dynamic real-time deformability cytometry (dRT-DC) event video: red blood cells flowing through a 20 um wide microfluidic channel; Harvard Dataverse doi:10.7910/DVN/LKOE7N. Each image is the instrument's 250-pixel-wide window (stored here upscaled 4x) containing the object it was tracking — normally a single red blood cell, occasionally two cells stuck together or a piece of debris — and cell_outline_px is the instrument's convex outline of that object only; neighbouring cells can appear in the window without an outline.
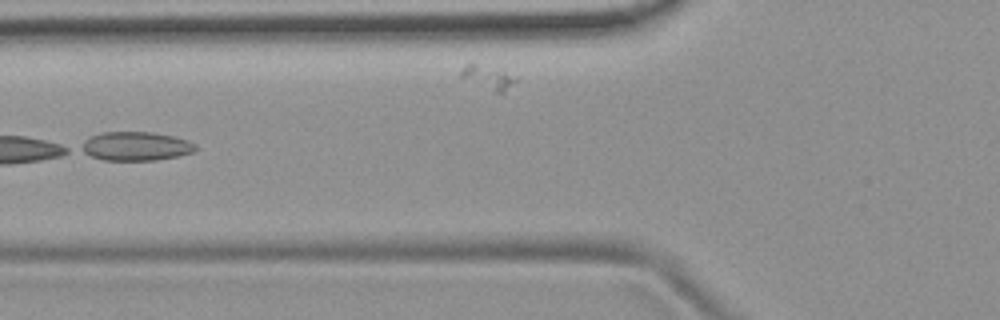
{"species": "common noctule bat (a hibernating species)", "species_latin": "Nyctalus noctula", "temperature_condition": "room temperature", "stored_images_in_passage": 6, "segment_of_instrument_passage": [1, 2], "camera_frame_rate_fps": 3000, "um_per_image_px": 0.085, "animal": {"sex": "female", "body_mass_g": 19.9}, "frame": {"image": 1, "passage_image": 4, "time_ms": 3.667, "image_size_px": [1000, 320], "cell_outline_px": [[196, 148], [192, 152], [180, 156], [156, 160], [104, 160], [92, 156], [76, 148], [84, 140], [92, 136], [104, 132], [152, 132], [172, 136], [188, 140], [196, 144]], "centroid_in_image_um": [11.52, 12.43], "position_along_channel_um": 114.3, "area_um2": 19.25}}